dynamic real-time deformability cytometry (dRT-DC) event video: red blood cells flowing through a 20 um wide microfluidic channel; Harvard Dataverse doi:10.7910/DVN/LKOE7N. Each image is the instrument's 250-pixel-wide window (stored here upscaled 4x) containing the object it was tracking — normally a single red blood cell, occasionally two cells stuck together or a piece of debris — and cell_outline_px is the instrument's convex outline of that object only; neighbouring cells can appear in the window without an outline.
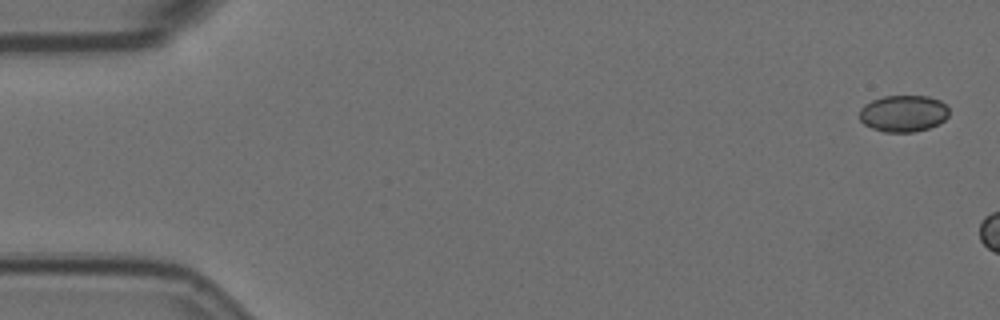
{"species": "Egyptian fruit bat (a non-hibernating species)", "species_latin": "Rousettus aegyptiacus", "temperature_condition": "room temperature", "stored_images_in_passage": 2, "camera_frame_rate_fps": 3000, "um_per_image_px": 0.085, "animal": {"sex": "female"}, "frame": {"image": 1, "passage_image": 1, "time_ms": 0.0, "image_size_px": [1000, 320], "cell_outline_px": [[948, 116], [944, 120], [928, 128], [912, 132], [884, 132], [872, 128], [864, 124], [860, 120], [860, 108], [864, 104], [872, 100], [884, 96], [928, 96], [940, 100], [948, 108]], "centroid_in_image_um": [76.76, 9.64], "position_along_channel_um": 8.2, "area_um2": 19.07}}